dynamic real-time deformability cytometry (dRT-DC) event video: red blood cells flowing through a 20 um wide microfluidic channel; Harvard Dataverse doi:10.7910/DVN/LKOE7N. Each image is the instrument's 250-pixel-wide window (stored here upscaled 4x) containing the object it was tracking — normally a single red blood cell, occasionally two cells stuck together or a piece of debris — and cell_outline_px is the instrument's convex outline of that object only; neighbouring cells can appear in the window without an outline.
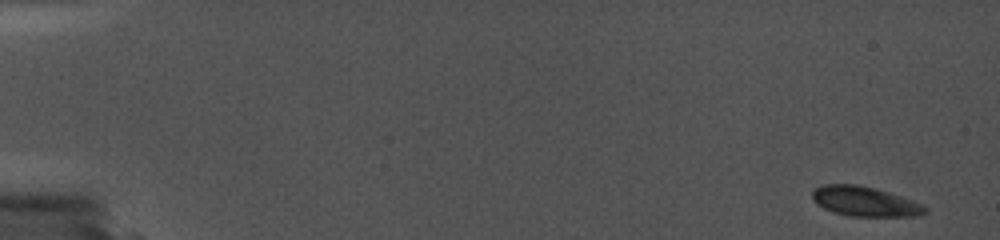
{"species": "common noctule bat (a hibernating species)", "species_latin": "Nyctalus noctula", "temperature_condition": "cold", "stored_images_in_passage": 13, "camera_frame_rate_fps": 5000, "um_per_image_px": 0.085, "animal": {"sex": "female", "body_mass_g": 19.0, "forearm_length_mm": 56.7}, "frame": {"image": 1, "passage_image": 1, "time_ms": 0.0, "image_size_px": [1000, 240], "cell_outline_px": [[928, 212], [920, 216], [848, 216], [832, 212], [816, 204], [812, 200], [812, 188], [820, 184], [856, 184], [876, 188], [912, 200], [928, 208]], "centroid_in_image_um": [73.46, 17.12], "position_along_channel_um": 11.5, "area_um2": 19.83}}